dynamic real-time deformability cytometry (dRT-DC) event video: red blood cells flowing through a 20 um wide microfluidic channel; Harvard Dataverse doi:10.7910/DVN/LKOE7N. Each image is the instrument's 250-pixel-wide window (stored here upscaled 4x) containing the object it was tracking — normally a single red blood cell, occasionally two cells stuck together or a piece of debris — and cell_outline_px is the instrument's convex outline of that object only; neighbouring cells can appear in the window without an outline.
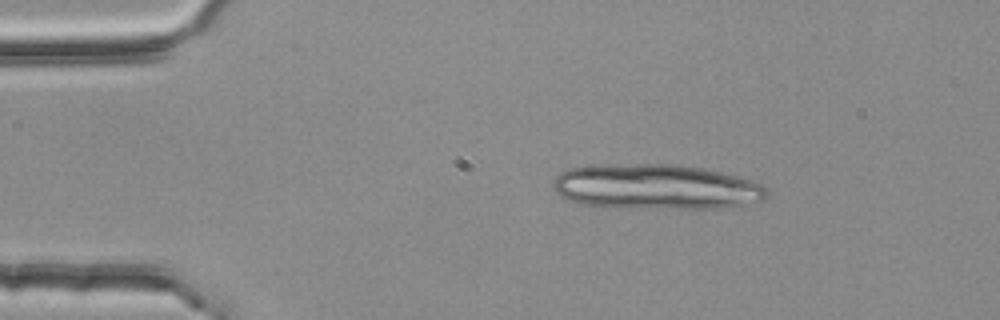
{"species": "common noctule bat (a hibernating species)", "species_latin": "Nyctalus noctula", "temperature_condition": "room temperature", "stored_images_in_passage": 4, "camera_frame_rate_fps": 3000, "um_per_image_px": 0.085, "animal": {"sex": "female", "body_mass_g": 25.1}, "frame": {"image": 1, "passage_image": 1, "time_ms": 0.0, "image_size_px": [1000, 320], "cell_outline_px": [[768, 196], [764, 200], [744, 204], [720, 208], [620, 208], [580, 204], [560, 196], [552, 188], [552, 180], [560, 172], [568, 168], [596, 164], [676, 164], [704, 168], [752, 180], [764, 184], [768, 188]], "centroid_in_image_um": [55.73, 15.88], "position_along_channel_um": 29.3, "area_um2": 56.99}}